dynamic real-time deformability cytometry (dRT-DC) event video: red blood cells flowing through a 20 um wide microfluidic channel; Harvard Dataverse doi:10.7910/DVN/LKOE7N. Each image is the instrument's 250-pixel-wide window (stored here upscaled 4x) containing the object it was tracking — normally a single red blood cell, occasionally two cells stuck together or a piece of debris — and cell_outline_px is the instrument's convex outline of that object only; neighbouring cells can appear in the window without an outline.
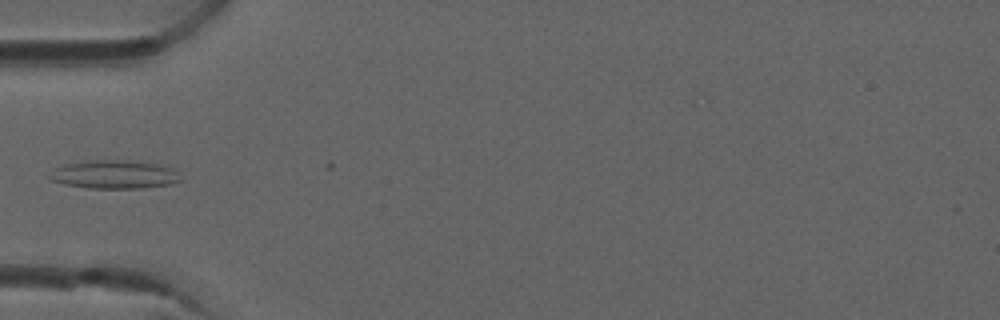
{"species": "common noctule bat (a hibernating species)", "species_latin": "Nyctalus noctula", "temperature_condition": "room temperature", "stored_images_in_passage": 6, "camera_frame_rate_fps": 3000, "um_per_image_px": 0.085, "animal": {"sex": "male", "forearm_length_mm": 52.5}, "frame": {"image": 1, "passage_image": 5, "time_ms": 1.333, "image_size_px": [1000, 320], "cell_outline_px": [[184, 180], [172, 184], [140, 188], [88, 188], [64, 184], [48, 180], [48, 176], [56, 168], [64, 164], [88, 160], [144, 160], [172, 168]], "centroid_in_image_um": [9.74, 14.82], "position_along_channel_um": 75.3, "area_um2": 22.08}}